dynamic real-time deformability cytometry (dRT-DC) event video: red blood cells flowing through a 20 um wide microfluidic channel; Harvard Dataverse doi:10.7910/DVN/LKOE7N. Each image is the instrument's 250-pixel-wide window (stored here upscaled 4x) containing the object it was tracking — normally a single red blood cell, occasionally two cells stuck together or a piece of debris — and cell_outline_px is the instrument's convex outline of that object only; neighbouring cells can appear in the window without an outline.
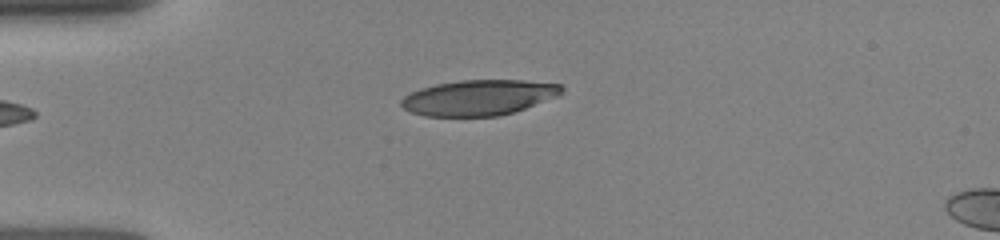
{"species": "human", "species_latin": "Homo sapiens", "temperature_condition": "room temperature", "stored_images_in_passage": 8, "camera_frame_rate_fps": 3000, "um_per_image_px": 0.085, "donor": {"sex": "female"}, "frame": {"image": 1, "passage_image": 8, "time_ms": 3.667, "image_size_px": [1000, 240], "cell_outline_px": [[564, 88], [560, 96], [500, 116], [424, 116], [412, 112], [404, 108], [400, 104], [400, 100], [404, 96], [420, 88], [436, 84], [460, 80], [524, 80], [560, 84]], "centroid_in_image_um": [40.7, 8.29], "position_along_channel_um": 44.3, "area_um2": 33.18}}